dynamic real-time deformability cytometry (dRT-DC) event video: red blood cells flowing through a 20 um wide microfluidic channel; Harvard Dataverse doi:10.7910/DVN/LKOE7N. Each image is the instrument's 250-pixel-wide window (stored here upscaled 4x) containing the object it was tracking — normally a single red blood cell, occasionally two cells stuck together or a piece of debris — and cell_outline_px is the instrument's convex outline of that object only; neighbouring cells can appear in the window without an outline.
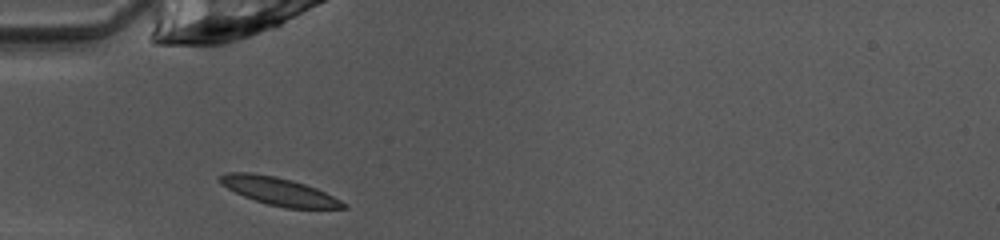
{"species": "common noctule bat (a hibernating species)", "species_latin": "Nyctalus noctula", "temperature_condition": "warm", "stored_images_in_passage": 35, "camera_frame_rate_fps": 3000, "um_per_image_px": 0.085, "animal": {"sex": "female", "body_mass_g": 10.0, "forearm_length_mm": 53.1}, "frame": {"image": 1, "passage_image": 1, "time_ms": 0.0, "image_size_px": [1000, 240], "cell_outline_px": [[348, 208], [284, 208], [268, 204], [244, 196], [220, 184], [220, 176], [224, 172], [248, 172], [276, 176], [292, 180], [316, 188], [348, 204]], "centroid_in_image_um": [23.71, 16.25], "position_along_channel_um": 61.3, "area_um2": 19.77}}
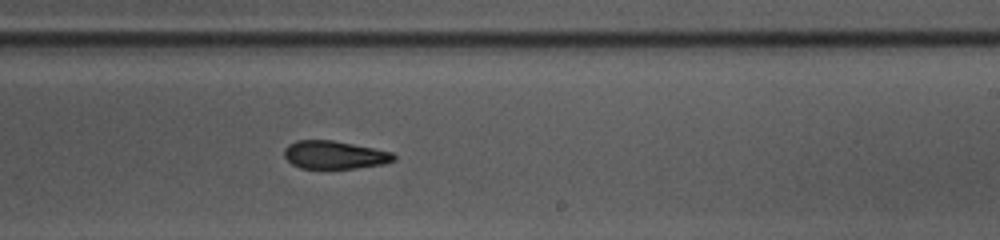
{"frame": {"image": 2, "passage_image": 16, "time_ms": 5.0, "image_size_px": [1000, 240], "cell_outline_px": [[396, 160], [384, 164], [356, 168], [300, 168], [292, 164], [284, 156], [284, 148], [288, 144], [296, 140], [332, 140], [392, 152], [396, 156]], "centroid_in_image_um": [28.42, 13.16], "position_along_channel_um": 260.6, "area_um2": 17.86}}
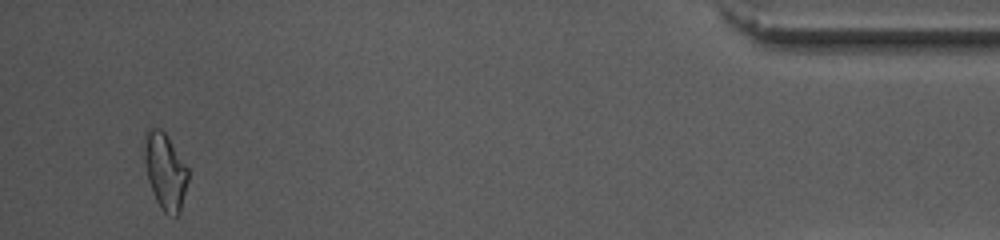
{"frame": {"image": 3, "passage_image": 33, "time_ms": 10.667, "image_size_px": [1000, 240], "cell_outline_px": [[188, 180], [180, 212], [176, 216], [168, 216], [160, 208], [156, 200], [148, 180], [140, 144], [144, 132], [148, 128], [160, 128], [164, 132], [188, 168]], "centroid_in_image_um": [13.98, 14.51], "position_along_channel_um": 421.2, "area_um2": 19.88}, "authors_computed_cell_mechanics": {"area_um2": 19.0162, "velocity_mm_per_s": 4.0344, "shape_relaxation_time_tau1_ms": null, "shape_relaxation_time_tau2_ms": 3.3251, "deformation_change_tau1": null, "deformation_change_tau2": 0.1026}}